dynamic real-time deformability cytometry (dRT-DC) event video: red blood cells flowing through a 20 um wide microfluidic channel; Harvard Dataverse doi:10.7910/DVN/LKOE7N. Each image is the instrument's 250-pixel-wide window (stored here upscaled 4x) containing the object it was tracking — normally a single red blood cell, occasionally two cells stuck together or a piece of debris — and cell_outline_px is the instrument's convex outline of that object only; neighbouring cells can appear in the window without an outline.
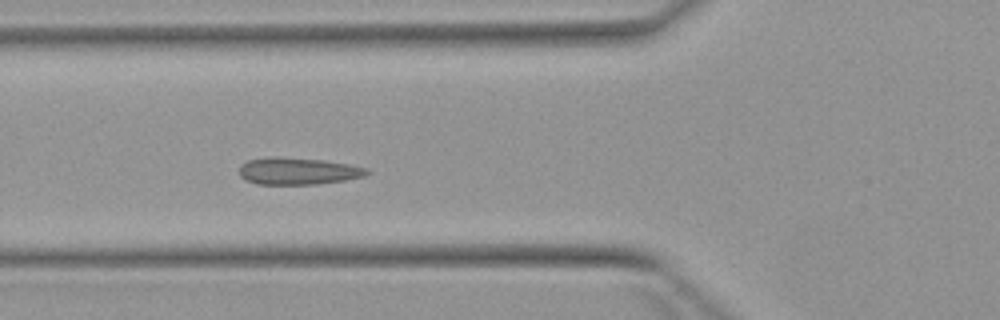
{"species": "Egyptian fruit bat (a non-hibernating species)", "species_latin": "Rousettus aegyptiacus", "temperature_condition": "warm", "stored_images_in_passage": 6, "camera_frame_rate_fps": 3000, "um_per_image_px": 0.085, "animal": {"sex": "female"}, "frame": {"image": 1, "passage_image": 4, "time_ms": 3.333, "image_size_px": [1000, 320], "cell_outline_px": [[372, 172], [364, 176], [344, 180], [316, 184], [256, 184], [244, 180], [240, 176], [240, 164], [248, 160], [272, 156], [276, 156], [324, 160], [348, 164], [368, 168]], "centroid_in_image_um": [25.31, 14.53], "position_along_channel_um": 100.5, "area_um2": 20.23}}
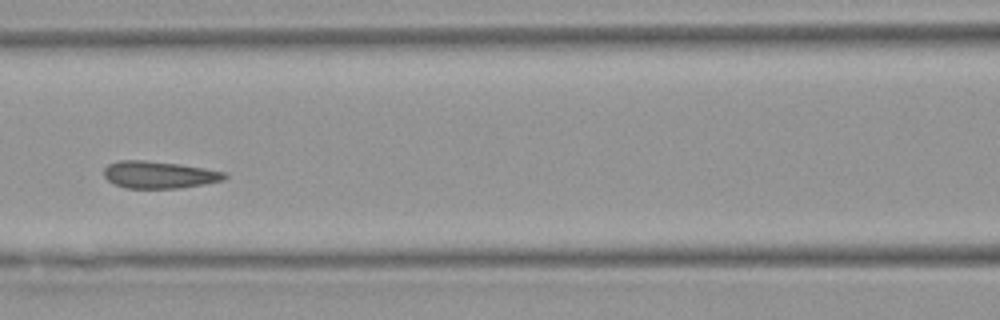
{"frame": {"image": 2, "passage_image": 5, "time_ms": 4.667, "image_size_px": [1000, 320], "cell_outline_px": [[228, 176], [224, 180], [204, 184], [180, 188], [124, 188], [108, 180], [104, 176], [104, 168], [108, 164], [120, 160], [144, 160], [180, 164], [228, 172]], "centroid_in_image_um": [13.55, 14.85], "position_along_channel_um": 153.0, "area_um2": 19.19}}
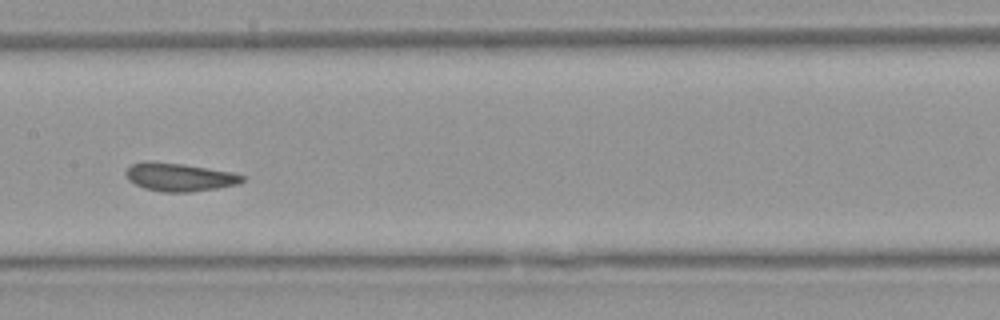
{"frame": {"image": 3, "passage_image": 6, "time_ms": 5.667, "image_size_px": [1000, 320], "cell_outline_px": [[244, 180], [240, 184], [192, 192], [164, 192], [144, 188], [128, 180], [124, 172], [132, 164], [144, 160], [152, 160], [184, 164], [232, 172], [244, 176]], "centroid_in_image_um": [15.23, 15.04], "position_along_channel_um": 192.2, "area_um2": 19.31}}